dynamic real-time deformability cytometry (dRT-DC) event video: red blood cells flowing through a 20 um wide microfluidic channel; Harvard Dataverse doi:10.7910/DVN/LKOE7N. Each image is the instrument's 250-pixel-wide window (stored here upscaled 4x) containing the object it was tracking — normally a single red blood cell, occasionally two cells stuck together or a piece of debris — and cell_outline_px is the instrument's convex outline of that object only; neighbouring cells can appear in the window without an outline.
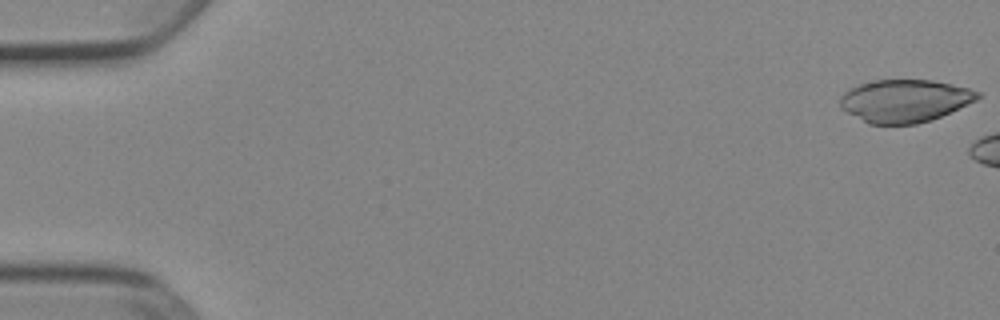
{"species": "Egyptian fruit bat (a non-hibernating species)", "species_latin": "Rousettus aegyptiacus", "temperature_condition": "cold", "stored_images_in_passage": 6, "camera_frame_rate_fps": 3000, "um_per_image_px": 0.085, "animal": {"sex": "female"}, "frame": {"image": 1, "passage_image": 1, "time_ms": 0.0, "image_size_px": [1000, 320], "cell_outline_px": [[980, 96], [976, 100], [932, 120], [916, 124], [868, 124], [840, 108], [840, 96], [844, 92], [860, 84], [876, 80], [932, 80], [952, 84], [968, 88], [980, 92]], "centroid_in_image_um": [76.89, 8.57], "position_along_channel_um": 8.1, "area_um2": 34.04}}